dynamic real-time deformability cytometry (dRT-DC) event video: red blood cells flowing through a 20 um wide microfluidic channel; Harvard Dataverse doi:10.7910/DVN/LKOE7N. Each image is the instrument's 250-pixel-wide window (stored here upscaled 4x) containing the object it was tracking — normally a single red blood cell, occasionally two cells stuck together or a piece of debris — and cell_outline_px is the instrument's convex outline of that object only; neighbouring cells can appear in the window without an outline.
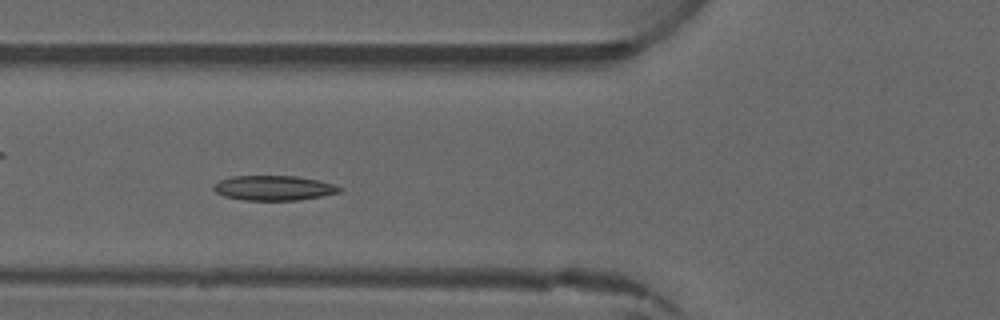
{"species": "common noctule bat (a hibernating species)", "species_latin": "Nyctalus noctula", "temperature_condition": "warm", "stored_images_in_passage": 2, "camera_frame_rate_fps": 3000, "um_per_image_px": 0.085, "animal": {"sex": "male", "forearm_length_mm": 52.5}, "frame": {"image": 1, "passage_image": 2, "time_ms": 1.0, "image_size_px": [1000, 320], "cell_outline_px": [[344, 188], [340, 192], [300, 200], [240, 200], [224, 196], [216, 192], [212, 188], [212, 184], [220, 180], [232, 176], [296, 176], [320, 180], [336, 184]], "centroid_in_image_um": [23.28, 15.97], "position_along_channel_um": 102.5, "area_um2": 18.44}}